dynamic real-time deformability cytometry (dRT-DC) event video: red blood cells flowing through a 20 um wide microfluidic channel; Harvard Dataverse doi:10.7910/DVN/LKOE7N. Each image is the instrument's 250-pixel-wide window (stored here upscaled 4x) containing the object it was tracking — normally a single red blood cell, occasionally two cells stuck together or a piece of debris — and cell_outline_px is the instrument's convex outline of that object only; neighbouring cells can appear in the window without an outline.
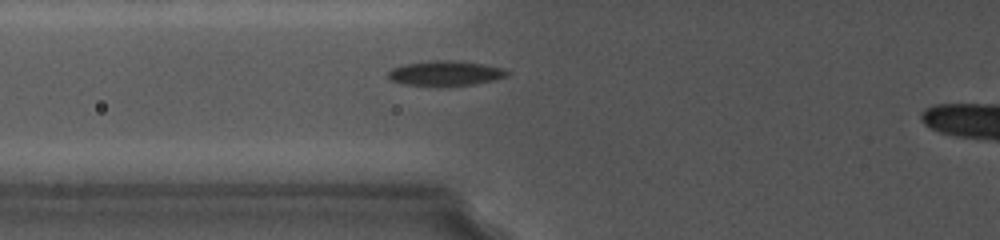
{"species": "common noctule bat (a hibernating species)", "species_latin": "Nyctalus noctula", "temperature_condition": "cold", "stored_images_in_passage": 23, "camera_frame_rate_fps": 5000, "um_per_image_px": 0.085, "animal": {"sex": "female", "body_mass_g": 19.0, "forearm_length_mm": 56.7}, "frame": {"image": 1, "passage_image": 7, "time_ms": 3.4, "image_size_px": [1000, 240], "cell_outline_px": [[512, 72], [508, 76], [496, 80], [472, 84], [444, 88], [440, 88], [404, 84], [392, 80], [388, 76], [388, 72], [392, 68], [404, 64], [432, 60], [456, 60], [484, 64], [504, 68]], "centroid_in_image_um": [37.91, 6.25], "position_along_channel_um": 87.9, "area_um2": 17.98}}
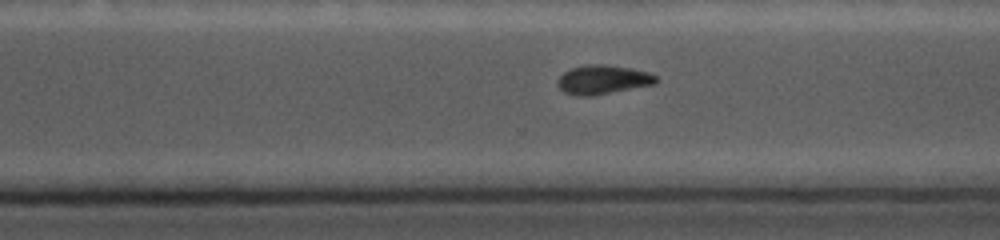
{"frame": {"image": 2, "passage_image": 19, "time_ms": 9.6, "image_size_px": [1000, 240], "cell_outline_px": [[656, 80], [652, 84], [592, 96], [576, 96], [564, 92], [556, 84], [556, 80], [564, 72], [572, 68], [588, 64], [604, 64], [632, 68], [648, 72], [656, 76]], "centroid_in_image_um": [51.18, 6.76], "position_along_channel_um": 319.4, "area_um2": 16.53}}
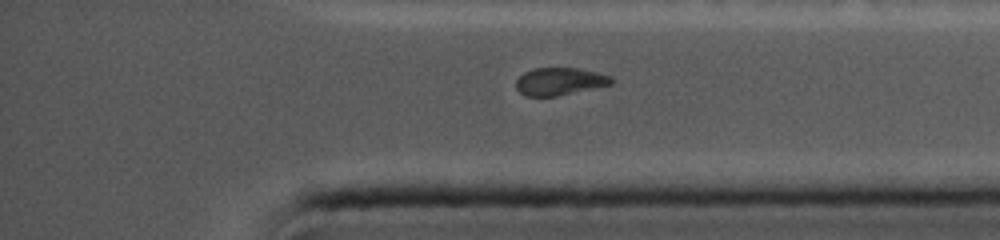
{"frame": {"image": 3, "passage_image": 23, "time_ms": 11.4, "image_size_px": [1000, 240], "cell_outline_px": [[612, 84], [556, 96], [528, 96], [520, 92], [516, 88], [516, 80], [524, 72], [532, 68], [580, 68], [612, 76]], "centroid_in_image_um": [47.56, 6.91], "position_along_channel_um": 387.6, "area_um2": 15.2}}